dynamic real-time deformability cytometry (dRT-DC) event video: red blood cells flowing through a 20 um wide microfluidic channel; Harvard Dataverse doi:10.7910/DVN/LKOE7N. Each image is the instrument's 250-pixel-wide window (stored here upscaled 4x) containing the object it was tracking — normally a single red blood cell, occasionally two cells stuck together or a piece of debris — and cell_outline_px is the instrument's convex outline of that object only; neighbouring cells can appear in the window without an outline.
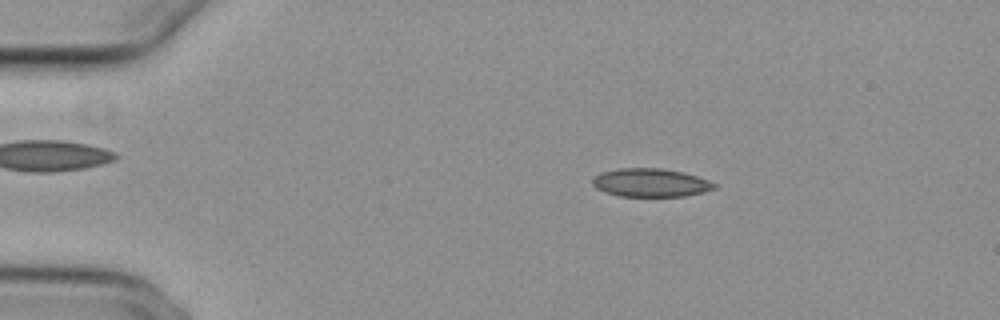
{"species": "common noctule bat (a hibernating species)", "species_latin": "Nyctalus noctula", "temperature_condition": "cold", "stored_images_in_passage": 55, "camera_frame_rate_fps": 3000, "um_per_image_px": 0.085, "animal": {"sex": "female", "body_mass_g": 29.2, "forearm_length_mm": 56.3}, "frame": {"image": 1, "passage_image": 10, "time_ms": 3.0, "image_size_px": [1000, 320], "cell_outline_px": [[716, 188], [704, 192], [684, 196], [620, 196], [604, 192], [596, 188], [592, 184], [592, 176], [600, 172], [620, 168], [660, 168], [684, 172], [708, 180], [716, 184]], "centroid_in_image_um": [55.27, 15.52], "position_along_channel_um": 29.7, "area_um2": 20.23}}
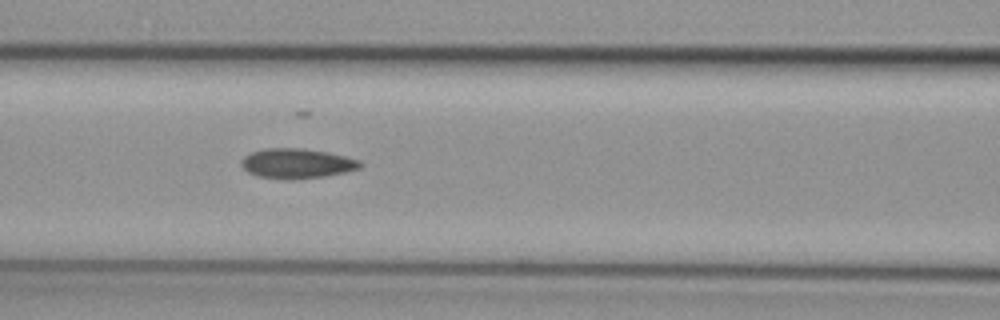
{"frame": {"image": 2, "passage_image": 24, "time_ms": 7.667, "image_size_px": [1000, 320], "cell_outline_px": [[364, 164], [360, 168], [344, 172], [324, 176], [292, 180], [284, 180], [260, 176], [248, 172], [240, 164], [240, 160], [244, 156], [252, 152], [264, 148], [300, 148], [328, 152], [360, 160]], "centroid_in_image_um": [25.23, 13.89], "position_along_channel_um": 141.4, "area_um2": 20.75}}
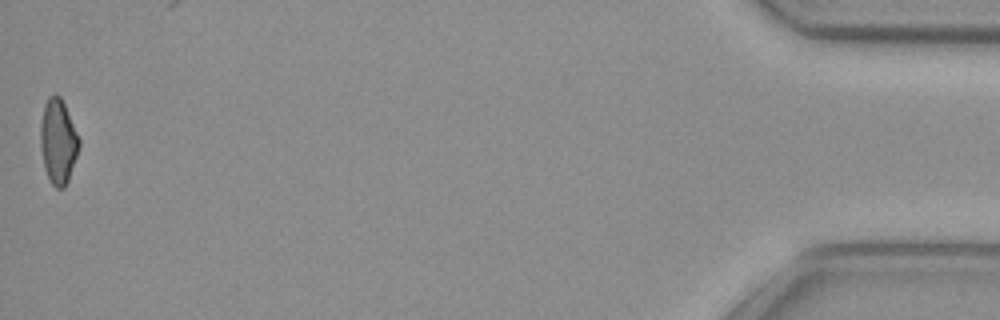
{"frame": {"image": 3, "passage_image": 55, "time_ms": 18.0, "image_size_px": [1000, 320], "cell_outline_px": [[80, 144], [68, 180], [64, 188], [56, 188], [52, 184], [44, 168], [40, 148], [40, 124], [44, 104], [48, 96], [56, 92], [60, 96], [64, 104], [80, 140]], "centroid_in_image_um": [4.91, 11.99], "position_along_channel_um": 430.3, "area_um2": 19.02}, "authors_computed_cell_mechanics": {"area_um2": 20.1144, "velocity_mm_per_s": 3.7343, "shape_relaxation_time_tau1_ms": null, "shape_relaxation_time_tau2_ms": 7.8851, "deformation_change_tau1": null, "deformation_change_tau2": 0.1358}}